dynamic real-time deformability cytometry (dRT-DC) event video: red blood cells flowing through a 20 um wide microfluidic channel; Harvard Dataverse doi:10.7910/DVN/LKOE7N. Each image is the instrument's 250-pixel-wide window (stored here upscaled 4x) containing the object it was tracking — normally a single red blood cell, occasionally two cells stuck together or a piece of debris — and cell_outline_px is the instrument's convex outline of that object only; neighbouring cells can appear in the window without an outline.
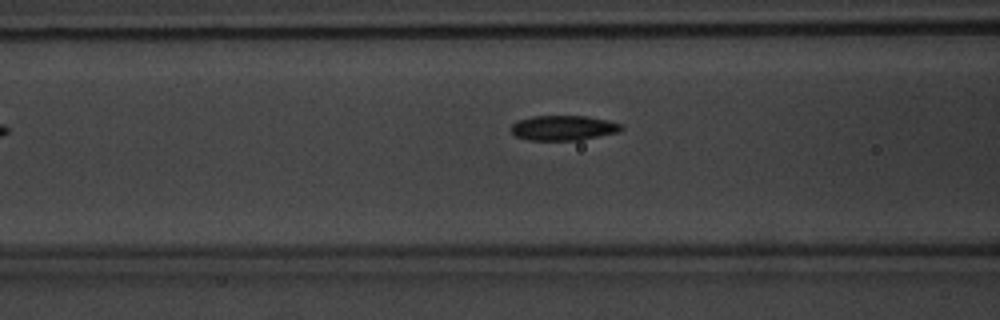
{"species": "common noctule bat (a hibernating species)", "species_latin": "Nyctalus noctula", "temperature_condition": "warm", "stored_images_in_passage": 5, "camera_frame_rate_fps": 3000, "um_per_image_px": 0.085, "animal": {"sex": "male", "body_mass_g": 20.1, "forearm_length_mm": 53.5}, "frame": {"image": 1, "passage_image": 5, "time_ms": 5.0, "image_size_px": [1000, 320], "cell_outline_px": [[624, 128], [620, 132], [580, 140], [528, 140], [516, 136], [512, 132], [512, 124], [520, 120], [532, 116], [588, 116], [608, 120], [624, 124]], "centroid_in_image_um": [47.96, 10.87], "position_along_channel_um": 118.6, "area_um2": 16.13}}